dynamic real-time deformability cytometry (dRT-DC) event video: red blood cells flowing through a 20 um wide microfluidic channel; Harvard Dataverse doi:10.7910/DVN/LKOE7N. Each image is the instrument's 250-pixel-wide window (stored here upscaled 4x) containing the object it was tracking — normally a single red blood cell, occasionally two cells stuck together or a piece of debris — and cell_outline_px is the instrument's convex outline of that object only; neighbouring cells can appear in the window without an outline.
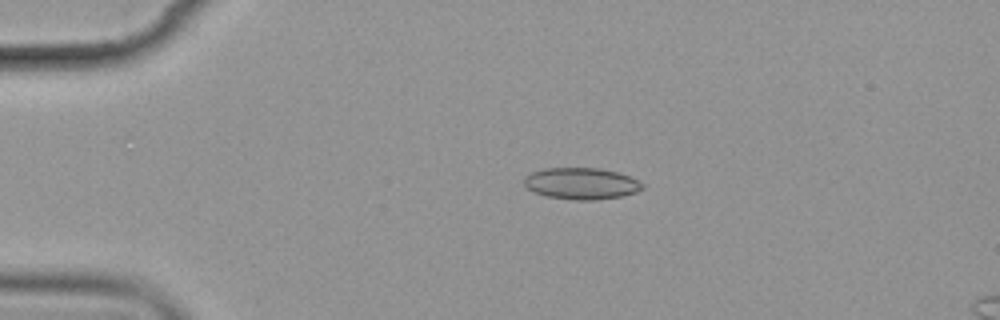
{"species": "common noctule bat (a hibernating species)", "species_latin": "Nyctalus noctula", "temperature_condition": "cold", "stored_images_in_passage": 4, "camera_frame_rate_fps": 3000, "um_per_image_px": 0.085, "animal": {"sex": "female", "body_mass_g": 19.9}, "frame": {"image": 1, "passage_image": 3, "time_ms": 2.333, "image_size_px": [1000, 320], "cell_outline_px": [[644, 188], [636, 192], [620, 196], [596, 200], [572, 200], [544, 196], [528, 188], [524, 184], [524, 176], [532, 172], [544, 168], [600, 168], [616, 172], [628, 176], [644, 184]], "centroid_in_image_um": [49.39, 15.6], "position_along_channel_um": 35.6, "area_um2": 21.73}}